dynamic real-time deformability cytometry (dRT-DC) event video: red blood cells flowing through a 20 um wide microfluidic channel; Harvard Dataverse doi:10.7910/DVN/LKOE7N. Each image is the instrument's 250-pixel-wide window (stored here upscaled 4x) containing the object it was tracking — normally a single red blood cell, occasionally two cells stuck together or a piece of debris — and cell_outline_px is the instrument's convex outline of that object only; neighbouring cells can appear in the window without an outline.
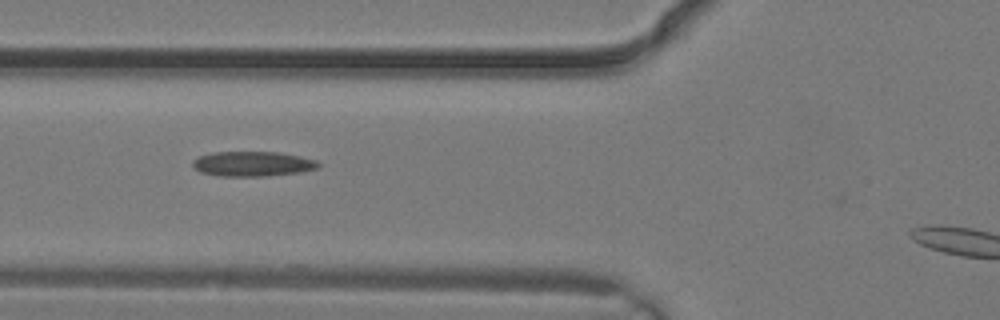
{"species": "common noctule bat (a hibernating species)", "species_latin": "Nyctalus noctula", "temperature_condition": "warm", "stored_images_in_passage": 7, "segment_of_instrument_passage": [1, 2], "camera_frame_rate_fps": 3000, "um_per_image_px": 0.085, "animal": {"sex": "male", "body_mass_g": 19.2, "forearm_length_mm": 51.8}, "frame": {"image": 1, "passage_image": 4, "time_ms": 1.0, "image_size_px": [1000, 320], "cell_outline_px": [[320, 168], [300, 172], [264, 176], [220, 176], [200, 172], [192, 164], [200, 156], [212, 152], [280, 152], [300, 156], [316, 160], [320, 164]], "centroid_in_image_um": [21.52, 13.92], "position_along_channel_um": 104.3, "area_um2": 18.15}}